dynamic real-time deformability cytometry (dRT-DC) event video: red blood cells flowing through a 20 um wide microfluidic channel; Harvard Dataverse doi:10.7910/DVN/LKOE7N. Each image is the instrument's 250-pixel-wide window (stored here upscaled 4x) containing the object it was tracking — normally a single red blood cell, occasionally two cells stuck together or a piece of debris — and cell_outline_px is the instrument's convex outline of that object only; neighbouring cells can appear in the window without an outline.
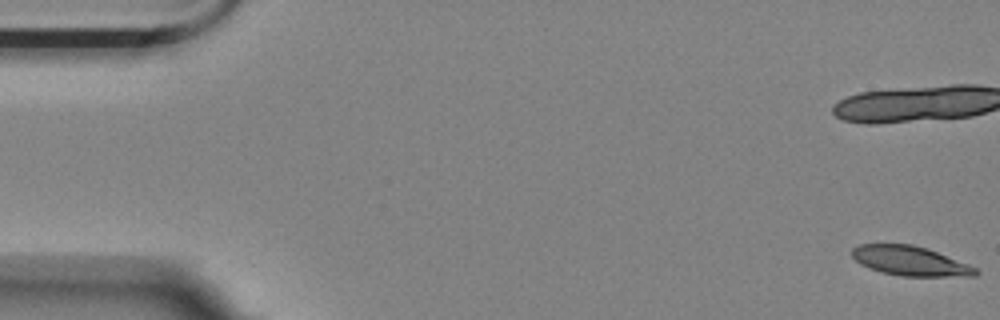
{"species": "Egyptian fruit bat (a non-hibernating species)", "species_latin": "Rousettus aegyptiacus", "temperature_condition": "room temperature", "stored_images_in_passage": 6, "camera_frame_rate_fps": 3000, "um_per_image_px": 0.085, "animal": {"sex": "female"}, "frame": {"image": 1, "passage_image": 1, "time_ms": 0.0, "image_size_px": [1000, 320], "cell_outline_px": [[980, 272], [976, 276], [900, 276], [880, 272], [860, 264], [852, 256], [852, 248], [860, 244], [912, 244], [928, 248], [968, 264], [976, 268]], "centroid_in_image_um": [77.37, 22.18], "position_along_channel_um": 7.6, "area_um2": 21.33}}
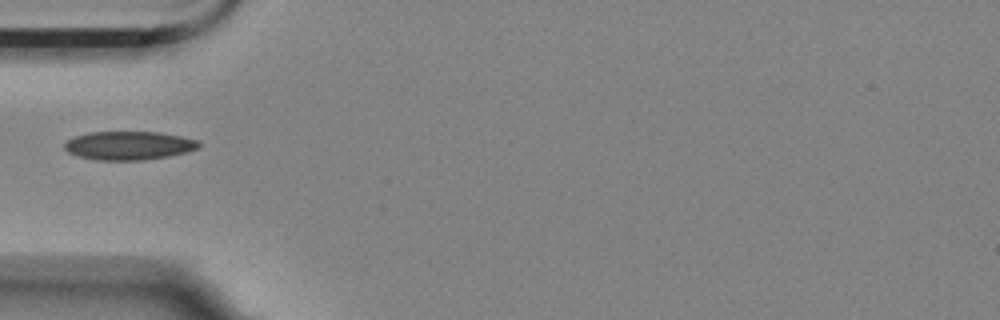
{"frame": {"image": 2, "passage_image": 6, "time_ms": 6.333, "image_size_px": [1000, 320], "cell_outline_px": [[200, 148], [188, 152], [168, 156], [144, 160], [96, 160], [80, 156], [68, 152], [64, 148], [64, 144], [68, 140], [76, 136], [88, 132], [160, 132], [200, 140]], "centroid_in_image_um": [11.0, 12.37], "position_along_channel_um": 74.0, "area_um2": 22.43}}